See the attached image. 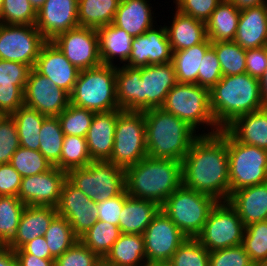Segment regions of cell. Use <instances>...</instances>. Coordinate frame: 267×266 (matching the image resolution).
Returning <instances> with one entry per match:
<instances>
[{
	"label": "cell",
	"mask_w": 267,
	"mask_h": 266,
	"mask_svg": "<svg viewBox=\"0 0 267 266\" xmlns=\"http://www.w3.org/2000/svg\"><path fill=\"white\" fill-rule=\"evenodd\" d=\"M34 69L69 95L80 72L52 41H46L41 47Z\"/></svg>",
	"instance_id": "7402d4cb"
},
{
	"label": "cell",
	"mask_w": 267,
	"mask_h": 266,
	"mask_svg": "<svg viewBox=\"0 0 267 266\" xmlns=\"http://www.w3.org/2000/svg\"><path fill=\"white\" fill-rule=\"evenodd\" d=\"M182 185L227 201L230 197L227 130L199 136L181 161Z\"/></svg>",
	"instance_id": "6da1fadb"
},
{
	"label": "cell",
	"mask_w": 267,
	"mask_h": 266,
	"mask_svg": "<svg viewBox=\"0 0 267 266\" xmlns=\"http://www.w3.org/2000/svg\"><path fill=\"white\" fill-rule=\"evenodd\" d=\"M37 11L29 0H3L1 24L35 25Z\"/></svg>",
	"instance_id": "c3c4849f"
},
{
	"label": "cell",
	"mask_w": 267,
	"mask_h": 266,
	"mask_svg": "<svg viewBox=\"0 0 267 266\" xmlns=\"http://www.w3.org/2000/svg\"><path fill=\"white\" fill-rule=\"evenodd\" d=\"M95 266H109V265L106 264L103 259H101Z\"/></svg>",
	"instance_id": "03108f58"
},
{
	"label": "cell",
	"mask_w": 267,
	"mask_h": 266,
	"mask_svg": "<svg viewBox=\"0 0 267 266\" xmlns=\"http://www.w3.org/2000/svg\"><path fill=\"white\" fill-rule=\"evenodd\" d=\"M59 216L66 218L74 234L80 238L98 219L97 203L90 200L68 179L65 181L56 207Z\"/></svg>",
	"instance_id": "e0dca14e"
},
{
	"label": "cell",
	"mask_w": 267,
	"mask_h": 266,
	"mask_svg": "<svg viewBox=\"0 0 267 266\" xmlns=\"http://www.w3.org/2000/svg\"><path fill=\"white\" fill-rule=\"evenodd\" d=\"M242 246L256 266L267 258V220L245 226Z\"/></svg>",
	"instance_id": "ee69618b"
},
{
	"label": "cell",
	"mask_w": 267,
	"mask_h": 266,
	"mask_svg": "<svg viewBox=\"0 0 267 266\" xmlns=\"http://www.w3.org/2000/svg\"><path fill=\"white\" fill-rule=\"evenodd\" d=\"M227 201L245 226L267 220V182L238 189Z\"/></svg>",
	"instance_id": "cb8c5ba5"
},
{
	"label": "cell",
	"mask_w": 267,
	"mask_h": 266,
	"mask_svg": "<svg viewBox=\"0 0 267 266\" xmlns=\"http://www.w3.org/2000/svg\"><path fill=\"white\" fill-rule=\"evenodd\" d=\"M116 72L115 64L80 70L70 93V103L95 113L120 110L117 104Z\"/></svg>",
	"instance_id": "5b68a950"
},
{
	"label": "cell",
	"mask_w": 267,
	"mask_h": 266,
	"mask_svg": "<svg viewBox=\"0 0 267 266\" xmlns=\"http://www.w3.org/2000/svg\"><path fill=\"white\" fill-rule=\"evenodd\" d=\"M103 260L109 266L146 265L143 235L121 234Z\"/></svg>",
	"instance_id": "1f68e13d"
},
{
	"label": "cell",
	"mask_w": 267,
	"mask_h": 266,
	"mask_svg": "<svg viewBox=\"0 0 267 266\" xmlns=\"http://www.w3.org/2000/svg\"><path fill=\"white\" fill-rule=\"evenodd\" d=\"M144 266H157V263H155V264H146Z\"/></svg>",
	"instance_id": "8c879c8a"
},
{
	"label": "cell",
	"mask_w": 267,
	"mask_h": 266,
	"mask_svg": "<svg viewBox=\"0 0 267 266\" xmlns=\"http://www.w3.org/2000/svg\"><path fill=\"white\" fill-rule=\"evenodd\" d=\"M26 207L16 196H0V238L8 244L14 237Z\"/></svg>",
	"instance_id": "7bdbcfd3"
},
{
	"label": "cell",
	"mask_w": 267,
	"mask_h": 266,
	"mask_svg": "<svg viewBox=\"0 0 267 266\" xmlns=\"http://www.w3.org/2000/svg\"><path fill=\"white\" fill-rule=\"evenodd\" d=\"M234 41L245 50L267 46V5L241 10Z\"/></svg>",
	"instance_id": "484cf974"
},
{
	"label": "cell",
	"mask_w": 267,
	"mask_h": 266,
	"mask_svg": "<svg viewBox=\"0 0 267 266\" xmlns=\"http://www.w3.org/2000/svg\"><path fill=\"white\" fill-rule=\"evenodd\" d=\"M128 197L126 190L115 197L97 203L98 219L113 225H119V216L122 211L124 201Z\"/></svg>",
	"instance_id": "11a10c76"
},
{
	"label": "cell",
	"mask_w": 267,
	"mask_h": 266,
	"mask_svg": "<svg viewBox=\"0 0 267 266\" xmlns=\"http://www.w3.org/2000/svg\"><path fill=\"white\" fill-rule=\"evenodd\" d=\"M157 266H171L169 263H157Z\"/></svg>",
	"instance_id": "89a4df30"
},
{
	"label": "cell",
	"mask_w": 267,
	"mask_h": 266,
	"mask_svg": "<svg viewBox=\"0 0 267 266\" xmlns=\"http://www.w3.org/2000/svg\"><path fill=\"white\" fill-rule=\"evenodd\" d=\"M18 266H55V259H43L30 253H15Z\"/></svg>",
	"instance_id": "91938a15"
},
{
	"label": "cell",
	"mask_w": 267,
	"mask_h": 266,
	"mask_svg": "<svg viewBox=\"0 0 267 266\" xmlns=\"http://www.w3.org/2000/svg\"><path fill=\"white\" fill-rule=\"evenodd\" d=\"M9 164L22 178L46 172L53 167L39 151L21 146L14 152Z\"/></svg>",
	"instance_id": "bcb514c9"
},
{
	"label": "cell",
	"mask_w": 267,
	"mask_h": 266,
	"mask_svg": "<svg viewBox=\"0 0 267 266\" xmlns=\"http://www.w3.org/2000/svg\"><path fill=\"white\" fill-rule=\"evenodd\" d=\"M43 236L54 259L61 256L79 240L70 223L59 215L52 220Z\"/></svg>",
	"instance_id": "60d3db41"
},
{
	"label": "cell",
	"mask_w": 267,
	"mask_h": 266,
	"mask_svg": "<svg viewBox=\"0 0 267 266\" xmlns=\"http://www.w3.org/2000/svg\"><path fill=\"white\" fill-rule=\"evenodd\" d=\"M241 11L229 0H222L206 22V35L211 42L234 41Z\"/></svg>",
	"instance_id": "d6a6232c"
},
{
	"label": "cell",
	"mask_w": 267,
	"mask_h": 266,
	"mask_svg": "<svg viewBox=\"0 0 267 266\" xmlns=\"http://www.w3.org/2000/svg\"><path fill=\"white\" fill-rule=\"evenodd\" d=\"M35 25L46 41L79 27L78 0H46L37 11Z\"/></svg>",
	"instance_id": "d6986e66"
},
{
	"label": "cell",
	"mask_w": 267,
	"mask_h": 266,
	"mask_svg": "<svg viewBox=\"0 0 267 266\" xmlns=\"http://www.w3.org/2000/svg\"><path fill=\"white\" fill-rule=\"evenodd\" d=\"M101 258L78 240L55 259V266H95Z\"/></svg>",
	"instance_id": "f907efd6"
},
{
	"label": "cell",
	"mask_w": 267,
	"mask_h": 266,
	"mask_svg": "<svg viewBox=\"0 0 267 266\" xmlns=\"http://www.w3.org/2000/svg\"><path fill=\"white\" fill-rule=\"evenodd\" d=\"M258 266H267V258Z\"/></svg>",
	"instance_id": "2644e50d"
},
{
	"label": "cell",
	"mask_w": 267,
	"mask_h": 266,
	"mask_svg": "<svg viewBox=\"0 0 267 266\" xmlns=\"http://www.w3.org/2000/svg\"><path fill=\"white\" fill-rule=\"evenodd\" d=\"M174 15L171 26H166L173 52L202 43L207 38L206 23L177 10Z\"/></svg>",
	"instance_id": "f546056e"
},
{
	"label": "cell",
	"mask_w": 267,
	"mask_h": 266,
	"mask_svg": "<svg viewBox=\"0 0 267 266\" xmlns=\"http://www.w3.org/2000/svg\"><path fill=\"white\" fill-rule=\"evenodd\" d=\"M147 155L144 112L123 110L117 118L109 162L126 169Z\"/></svg>",
	"instance_id": "30bf717a"
},
{
	"label": "cell",
	"mask_w": 267,
	"mask_h": 266,
	"mask_svg": "<svg viewBox=\"0 0 267 266\" xmlns=\"http://www.w3.org/2000/svg\"><path fill=\"white\" fill-rule=\"evenodd\" d=\"M67 172L53 166L46 172L21 179L18 198L26 206L57 207Z\"/></svg>",
	"instance_id": "2e32d148"
},
{
	"label": "cell",
	"mask_w": 267,
	"mask_h": 266,
	"mask_svg": "<svg viewBox=\"0 0 267 266\" xmlns=\"http://www.w3.org/2000/svg\"><path fill=\"white\" fill-rule=\"evenodd\" d=\"M182 185L180 161L146 156L125 169L128 196L156 202L160 206Z\"/></svg>",
	"instance_id": "7a4b0ae2"
},
{
	"label": "cell",
	"mask_w": 267,
	"mask_h": 266,
	"mask_svg": "<svg viewBox=\"0 0 267 266\" xmlns=\"http://www.w3.org/2000/svg\"><path fill=\"white\" fill-rule=\"evenodd\" d=\"M221 65L222 76L246 73V50L235 41H216L211 45Z\"/></svg>",
	"instance_id": "ab89813d"
},
{
	"label": "cell",
	"mask_w": 267,
	"mask_h": 266,
	"mask_svg": "<svg viewBox=\"0 0 267 266\" xmlns=\"http://www.w3.org/2000/svg\"><path fill=\"white\" fill-rule=\"evenodd\" d=\"M147 155L156 159L182 161L199 136L185 121L164 109L144 111Z\"/></svg>",
	"instance_id": "3957f363"
},
{
	"label": "cell",
	"mask_w": 267,
	"mask_h": 266,
	"mask_svg": "<svg viewBox=\"0 0 267 266\" xmlns=\"http://www.w3.org/2000/svg\"><path fill=\"white\" fill-rule=\"evenodd\" d=\"M46 42L36 25L0 23V59L20 62L34 68Z\"/></svg>",
	"instance_id": "7c38bea8"
},
{
	"label": "cell",
	"mask_w": 267,
	"mask_h": 266,
	"mask_svg": "<svg viewBox=\"0 0 267 266\" xmlns=\"http://www.w3.org/2000/svg\"><path fill=\"white\" fill-rule=\"evenodd\" d=\"M225 129L237 141L267 150V110L241 115Z\"/></svg>",
	"instance_id": "f1b7e54d"
},
{
	"label": "cell",
	"mask_w": 267,
	"mask_h": 266,
	"mask_svg": "<svg viewBox=\"0 0 267 266\" xmlns=\"http://www.w3.org/2000/svg\"><path fill=\"white\" fill-rule=\"evenodd\" d=\"M245 225L228 201L212 208L196 239L209 251L242 245Z\"/></svg>",
	"instance_id": "8fae6325"
},
{
	"label": "cell",
	"mask_w": 267,
	"mask_h": 266,
	"mask_svg": "<svg viewBox=\"0 0 267 266\" xmlns=\"http://www.w3.org/2000/svg\"><path fill=\"white\" fill-rule=\"evenodd\" d=\"M7 247V244L0 238V249Z\"/></svg>",
	"instance_id": "003e7915"
},
{
	"label": "cell",
	"mask_w": 267,
	"mask_h": 266,
	"mask_svg": "<svg viewBox=\"0 0 267 266\" xmlns=\"http://www.w3.org/2000/svg\"><path fill=\"white\" fill-rule=\"evenodd\" d=\"M20 147L17 126L11 115H0V164L10 163L14 152Z\"/></svg>",
	"instance_id": "681fc988"
},
{
	"label": "cell",
	"mask_w": 267,
	"mask_h": 266,
	"mask_svg": "<svg viewBox=\"0 0 267 266\" xmlns=\"http://www.w3.org/2000/svg\"><path fill=\"white\" fill-rule=\"evenodd\" d=\"M209 266H256L242 245L209 253Z\"/></svg>",
	"instance_id": "816d5d0a"
},
{
	"label": "cell",
	"mask_w": 267,
	"mask_h": 266,
	"mask_svg": "<svg viewBox=\"0 0 267 266\" xmlns=\"http://www.w3.org/2000/svg\"><path fill=\"white\" fill-rule=\"evenodd\" d=\"M121 234L117 225L96 220L95 224L79 240L103 259Z\"/></svg>",
	"instance_id": "74e56055"
},
{
	"label": "cell",
	"mask_w": 267,
	"mask_h": 266,
	"mask_svg": "<svg viewBox=\"0 0 267 266\" xmlns=\"http://www.w3.org/2000/svg\"><path fill=\"white\" fill-rule=\"evenodd\" d=\"M70 104V95L32 68L24 90V106L57 117Z\"/></svg>",
	"instance_id": "9a60e30c"
},
{
	"label": "cell",
	"mask_w": 267,
	"mask_h": 266,
	"mask_svg": "<svg viewBox=\"0 0 267 266\" xmlns=\"http://www.w3.org/2000/svg\"><path fill=\"white\" fill-rule=\"evenodd\" d=\"M123 110L95 113L86 135L92 161H109L114 146L118 115Z\"/></svg>",
	"instance_id": "603a6c76"
},
{
	"label": "cell",
	"mask_w": 267,
	"mask_h": 266,
	"mask_svg": "<svg viewBox=\"0 0 267 266\" xmlns=\"http://www.w3.org/2000/svg\"><path fill=\"white\" fill-rule=\"evenodd\" d=\"M229 1L233 3L240 11L251 7L267 5V0H229Z\"/></svg>",
	"instance_id": "6125c7cd"
},
{
	"label": "cell",
	"mask_w": 267,
	"mask_h": 266,
	"mask_svg": "<svg viewBox=\"0 0 267 266\" xmlns=\"http://www.w3.org/2000/svg\"><path fill=\"white\" fill-rule=\"evenodd\" d=\"M64 134L58 117H46L40 130L39 152L52 166L60 169Z\"/></svg>",
	"instance_id": "f35d334b"
},
{
	"label": "cell",
	"mask_w": 267,
	"mask_h": 266,
	"mask_svg": "<svg viewBox=\"0 0 267 266\" xmlns=\"http://www.w3.org/2000/svg\"><path fill=\"white\" fill-rule=\"evenodd\" d=\"M147 0H121L113 24L136 37L153 27V16Z\"/></svg>",
	"instance_id": "83f0119b"
},
{
	"label": "cell",
	"mask_w": 267,
	"mask_h": 266,
	"mask_svg": "<svg viewBox=\"0 0 267 266\" xmlns=\"http://www.w3.org/2000/svg\"><path fill=\"white\" fill-rule=\"evenodd\" d=\"M97 32L102 64L113 65L112 59L115 56L119 57L120 61L127 63L131 54V43L134 37L113 23L97 29Z\"/></svg>",
	"instance_id": "4dcf8cb0"
},
{
	"label": "cell",
	"mask_w": 267,
	"mask_h": 266,
	"mask_svg": "<svg viewBox=\"0 0 267 266\" xmlns=\"http://www.w3.org/2000/svg\"><path fill=\"white\" fill-rule=\"evenodd\" d=\"M217 200L181 185L162 204L161 210L187 238H196Z\"/></svg>",
	"instance_id": "8992f818"
},
{
	"label": "cell",
	"mask_w": 267,
	"mask_h": 266,
	"mask_svg": "<svg viewBox=\"0 0 267 266\" xmlns=\"http://www.w3.org/2000/svg\"><path fill=\"white\" fill-rule=\"evenodd\" d=\"M57 215L55 207L26 206L21 214L16 234L7 247L16 250L38 236L44 235Z\"/></svg>",
	"instance_id": "d4e9b609"
},
{
	"label": "cell",
	"mask_w": 267,
	"mask_h": 266,
	"mask_svg": "<svg viewBox=\"0 0 267 266\" xmlns=\"http://www.w3.org/2000/svg\"><path fill=\"white\" fill-rule=\"evenodd\" d=\"M230 194L267 182V150L237 141L227 131Z\"/></svg>",
	"instance_id": "9c48e42d"
},
{
	"label": "cell",
	"mask_w": 267,
	"mask_h": 266,
	"mask_svg": "<svg viewBox=\"0 0 267 266\" xmlns=\"http://www.w3.org/2000/svg\"><path fill=\"white\" fill-rule=\"evenodd\" d=\"M31 66L0 59V115H12L24 105Z\"/></svg>",
	"instance_id": "44dd1931"
},
{
	"label": "cell",
	"mask_w": 267,
	"mask_h": 266,
	"mask_svg": "<svg viewBox=\"0 0 267 266\" xmlns=\"http://www.w3.org/2000/svg\"><path fill=\"white\" fill-rule=\"evenodd\" d=\"M210 108L220 129L241 115L262 109L259 79L247 73L222 76L210 90Z\"/></svg>",
	"instance_id": "277c9868"
},
{
	"label": "cell",
	"mask_w": 267,
	"mask_h": 266,
	"mask_svg": "<svg viewBox=\"0 0 267 266\" xmlns=\"http://www.w3.org/2000/svg\"><path fill=\"white\" fill-rule=\"evenodd\" d=\"M212 42L206 38L202 43L174 51L171 63L178 83L198 84V72L206 50Z\"/></svg>",
	"instance_id": "836d02e7"
},
{
	"label": "cell",
	"mask_w": 267,
	"mask_h": 266,
	"mask_svg": "<svg viewBox=\"0 0 267 266\" xmlns=\"http://www.w3.org/2000/svg\"><path fill=\"white\" fill-rule=\"evenodd\" d=\"M140 67H117V104L120 110L139 112Z\"/></svg>",
	"instance_id": "d590c367"
},
{
	"label": "cell",
	"mask_w": 267,
	"mask_h": 266,
	"mask_svg": "<svg viewBox=\"0 0 267 266\" xmlns=\"http://www.w3.org/2000/svg\"><path fill=\"white\" fill-rule=\"evenodd\" d=\"M139 112L160 108L177 83L171 62L140 67Z\"/></svg>",
	"instance_id": "ac0fdd59"
},
{
	"label": "cell",
	"mask_w": 267,
	"mask_h": 266,
	"mask_svg": "<svg viewBox=\"0 0 267 266\" xmlns=\"http://www.w3.org/2000/svg\"><path fill=\"white\" fill-rule=\"evenodd\" d=\"M259 87L262 100V109L267 110V70L259 79Z\"/></svg>",
	"instance_id": "be15d7a7"
},
{
	"label": "cell",
	"mask_w": 267,
	"mask_h": 266,
	"mask_svg": "<svg viewBox=\"0 0 267 266\" xmlns=\"http://www.w3.org/2000/svg\"><path fill=\"white\" fill-rule=\"evenodd\" d=\"M267 70V46L246 50V73L260 79Z\"/></svg>",
	"instance_id": "6f0895ef"
},
{
	"label": "cell",
	"mask_w": 267,
	"mask_h": 266,
	"mask_svg": "<svg viewBox=\"0 0 267 266\" xmlns=\"http://www.w3.org/2000/svg\"><path fill=\"white\" fill-rule=\"evenodd\" d=\"M222 78L221 65L217 54L210 46L202 59L198 72V85L211 90Z\"/></svg>",
	"instance_id": "f5cc1de1"
},
{
	"label": "cell",
	"mask_w": 267,
	"mask_h": 266,
	"mask_svg": "<svg viewBox=\"0 0 267 266\" xmlns=\"http://www.w3.org/2000/svg\"><path fill=\"white\" fill-rule=\"evenodd\" d=\"M52 42L79 70L102 65L97 29L79 26L59 34Z\"/></svg>",
	"instance_id": "5bb4252c"
},
{
	"label": "cell",
	"mask_w": 267,
	"mask_h": 266,
	"mask_svg": "<svg viewBox=\"0 0 267 266\" xmlns=\"http://www.w3.org/2000/svg\"><path fill=\"white\" fill-rule=\"evenodd\" d=\"M11 116L17 126L20 146L39 151L40 130L42 128V123L47 116L24 105Z\"/></svg>",
	"instance_id": "8d00e7d4"
},
{
	"label": "cell",
	"mask_w": 267,
	"mask_h": 266,
	"mask_svg": "<svg viewBox=\"0 0 267 266\" xmlns=\"http://www.w3.org/2000/svg\"><path fill=\"white\" fill-rule=\"evenodd\" d=\"M0 266H18L14 250L9 247L0 249Z\"/></svg>",
	"instance_id": "94428289"
},
{
	"label": "cell",
	"mask_w": 267,
	"mask_h": 266,
	"mask_svg": "<svg viewBox=\"0 0 267 266\" xmlns=\"http://www.w3.org/2000/svg\"><path fill=\"white\" fill-rule=\"evenodd\" d=\"M14 253H30L39 258L54 259L43 235L25 243L21 248L14 250Z\"/></svg>",
	"instance_id": "680465c9"
},
{
	"label": "cell",
	"mask_w": 267,
	"mask_h": 266,
	"mask_svg": "<svg viewBox=\"0 0 267 266\" xmlns=\"http://www.w3.org/2000/svg\"><path fill=\"white\" fill-rule=\"evenodd\" d=\"M121 0H78L80 27L99 29L113 23Z\"/></svg>",
	"instance_id": "e575fe53"
},
{
	"label": "cell",
	"mask_w": 267,
	"mask_h": 266,
	"mask_svg": "<svg viewBox=\"0 0 267 266\" xmlns=\"http://www.w3.org/2000/svg\"><path fill=\"white\" fill-rule=\"evenodd\" d=\"M92 162L86 137L64 136L60 169L68 172L71 169L86 167Z\"/></svg>",
	"instance_id": "b9f144b4"
},
{
	"label": "cell",
	"mask_w": 267,
	"mask_h": 266,
	"mask_svg": "<svg viewBox=\"0 0 267 266\" xmlns=\"http://www.w3.org/2000/svg\"><path fill=\"white\" fill-rule=\"evenodd\" d=\"M32 4V6L35 8L36 11H38L42 5L45 3L46 0H29Z\"/></svg>",
	"instance_id": "e7e4bbea"
},
{
	"label": "cell",
	"mask_w": 267,
	"mask_h": 266,
	"mask_svg": "<svg viewBox=\"0 0 267 266\" xmlns=\"http://www.w3.org/2000/svg\"><path fill=\"white\" fill-rule=\"evenodd\" d=\"M172 48L169 43L166 26L148 29L144 34L134 37L131 43L129 67H143L148 65L171 62Z\"/></svg>",
	"instance_id": "ffe728a7"
},
{
	"label": "cell",
	"mask_w": 267,
	"mask_h": 266,
	"mask_svg": "<svg viewBox=\"0 0 267 266\" xmlns=\"http://www.w3.org/2000/svg\"><path fill=\"white\" fill-rule=\"evenodd\" d=\"M95 112L72 105L58 115L63 134L65 136L86 137Z\"/></svg>",
	"instance_id": "f6af8a7d"
},
{
	"label": "cell",
	"mask_w": 267,
	"mask_h": 266,
	"mask_svg": "<svg viewBox=\"0 0 267 266\" xmlns=\"http://www.w3.org/2000/svg\"><path fill=\"white\" fill-rule=\"evenodd\" d=\"M160 210L161 206L156 202L128 196L119 216L118 227L122 234L143 235Z\"/></svg>",
	"instance_id": "4316f807"
},
{
	"label": "cell",
	"mask_w": 267,
	"mask_h": 266,
	"mask_svg": "<svg viewBox=\"0 0 267 266\" xmlns=\"http://www.w3.org/2000/svg\"><path fill=\"white\" fill-rule=\"evenodd\" d=\"M67 179L95 203L126 190L125 169L109 161H92L86 167L71 169Z\"/></svg>",
	"instance_id": "ba28073f"
},
{
	"label": "cell",
	"mask_w": 267,
	"mask_h": 266,
	"mask_svg": "<svg viewBox=\"0 0 267 266\" xmlns=\"http://www.w3.org/2000/svg\"><path fill=\"white\" fill-rule=\"evenodd\" d=\"M2 8H3V0H0V19H1Z\"/></svg>",
	"instance_id": "a7ac6f4b"
},
{
	"label": "cell",
	"mask_w": 267,
	"mask_h": 266,
	"mask_svg": "<svg viewBox=\"0 0 267 266\" xmlns=\"http://www.w3.org/2000/svg\"><path fill=\"white\" fill-rule=\"evenodd\" d=\"M146 263H168L186 236L160 210L143 233Z\"/></svg>",
	"instance_id": "4fadbf2b"
},
{
	"label": "cell",
	"mask_w": 267,
	"mask_h": 266,
	"mask_svg": "<svg viewBox=\"0 0 267 266\" xmlns=\"http://www.w3.org/2000/svg\"><path fill=\"white\" fill-rule=\"evenodd\" d=\"M180 13L206 23L222 0H175Z\"/></svg>",
	"instance_id": "db71d44e"
},
{
	"label": "cell",
	"mask_w": 267,
	"mask_h": 266,
	"mask_svg": "<svg viewBox=\"0 0 267 266\" xmlns=\"http://www.w3.org/2000/svg\"><path fill=\"white\" fill-rule=\"evenodd\" d=\"M209 253L196 238H186L168 263L171 266H209Z\"/></svg>",
	"instance_id": "7dc6e473"
},
{
	"label": "cell",
	"mask_w": 267,
	"mask_h": 266,
	"mask_svg": "<svg viewBox=\"0 0 267 266\" xmlns=\"http://www.w3.org/2000/svg\"><path fill=\"white\" fill-rule=\"evenodd\" d=\"M21 179V175L9 163L0 164V196L18 197Z\"/></svg>",
	"instance_id": "9f6ffc18"
},
{
	"label": "cell",
	"mask_w": 267,
	"mask_h": 266,
	"mask_svg": "<svg viewBox=\"0 0 267 266\" xmlns=\"http://www.w3.org/2000/svg\"><path fill=\"white\" fill-rule=\"evenodd\" d=\"M161 108L185 121L194 130L201 124L213 127L211 132L204 135L221 130L211 112L210 90L198 84L177 82L168 92Z\"/></svg>",
	"instance_id": "52a82bcc"
}]
</instances>
